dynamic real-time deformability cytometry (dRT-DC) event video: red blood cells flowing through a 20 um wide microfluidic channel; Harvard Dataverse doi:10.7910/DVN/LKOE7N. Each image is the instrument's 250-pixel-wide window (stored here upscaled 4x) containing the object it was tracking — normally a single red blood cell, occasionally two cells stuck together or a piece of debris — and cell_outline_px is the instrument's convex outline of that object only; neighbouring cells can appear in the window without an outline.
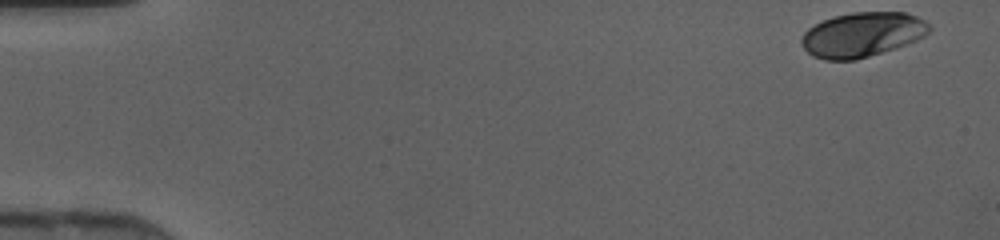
{"species": "human", "species_latin": "Homo sapiens", "temperature_condition": "cold", "stored_images_in_passage": 39, "camera_frame_rate_fps": 3000, "um_per_image_px": 0.085, "donor": {"sex": "female"}, "frame": {"image": 1, "passage_image": 1, "time_ms": 0.0, "image_size_px": [1000, 240], "cell_outline_px": [[932, 28], [924, 36], [908, 44], [896, 48], [856, 60], [824, 60], [812, 56], [804, 48], [800, 40], [804, 32], [808, 28], [824, 20], [836, 16], [852, 12], [904, 12], [916, 16], [924, 20]], "centroid_in_image_um": [73.29, 2.95], "position_along_channel_um": 11.7, "area_um2": 33.23}}
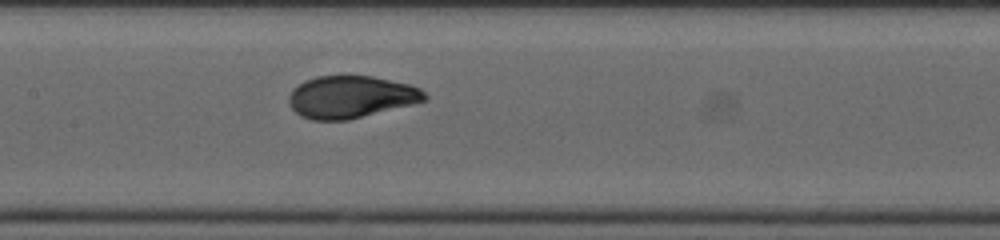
{"frame": {"image": 2, "passage_image": 22, "time_ms": 7.0, "image_size_px": [1000, 240], "cell_outline_px": [[428, 100], [348, 120], [312, 120], [300, 116], [292, 108], [288, 100], [288, 96], [292, 88], [304, 80], [316, 76], [372, 76], [408, 84], [420, 88], [428, 96]], "centroid_in_image_um": [29.8, 8.24], "position_along_channel_um": 177.6, "area_um2": 33.47}}
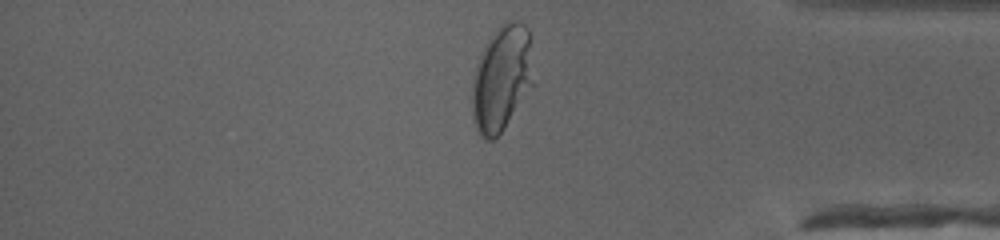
{"frame": {"image": 3, "passage_image": 38, "time_ms": 12.333, "image_size_px": [1000, 240], "cell_outline_px": [[536, 84], [504, 128], [492, 140], [484, 140], [480, 136], [476, 128], [472, 116], [472, 84], [476, 64], [492, 32], [504, 20], [520, 20], [528, 28]], "centroid_in_image_um": [42.68, 6.64], "position_along_channel_um": 392.5, "area_um2": 38.67}}